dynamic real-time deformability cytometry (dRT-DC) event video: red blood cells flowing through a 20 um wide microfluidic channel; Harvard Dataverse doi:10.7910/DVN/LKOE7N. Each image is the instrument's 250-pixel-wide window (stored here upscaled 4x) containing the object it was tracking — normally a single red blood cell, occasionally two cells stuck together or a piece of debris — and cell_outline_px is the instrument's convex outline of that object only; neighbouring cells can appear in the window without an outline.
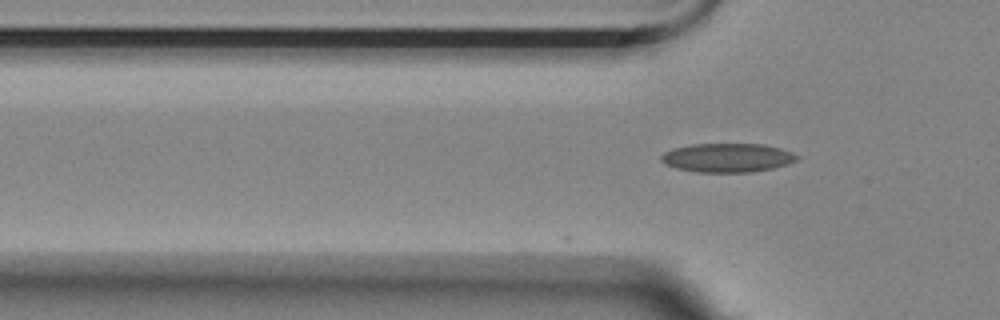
{"species": "Egyptian fruit bat (a non-hibernating species)", "species_latin": "Rousettus aegyptiacus", "temperature_condition": "room temperature", "stored_images_in_passage": 7, "camera_frame_rate_fps": 3000, "um_per_image_px": 0.085, "animal": {"sex": "female"}, "frame": {"image": 1, "passage_image": 7, "time_ms": 2.0, "image_size_px": [1000, 320], "cell_outline_px": [[800, 156], [796, 160], [788, 164], [772, 168], [752, 172], [696, 172], [676, 168], [664, 164], [660, 160], [660, 156], [664, 152], [672, 148], [692, 144], [764, 144], [780, 148], [792, 152]], "centroid_in_image_um": [61.81, 13.4], "position_along_channel_um": 64.0, "area_um2": 23.0}}